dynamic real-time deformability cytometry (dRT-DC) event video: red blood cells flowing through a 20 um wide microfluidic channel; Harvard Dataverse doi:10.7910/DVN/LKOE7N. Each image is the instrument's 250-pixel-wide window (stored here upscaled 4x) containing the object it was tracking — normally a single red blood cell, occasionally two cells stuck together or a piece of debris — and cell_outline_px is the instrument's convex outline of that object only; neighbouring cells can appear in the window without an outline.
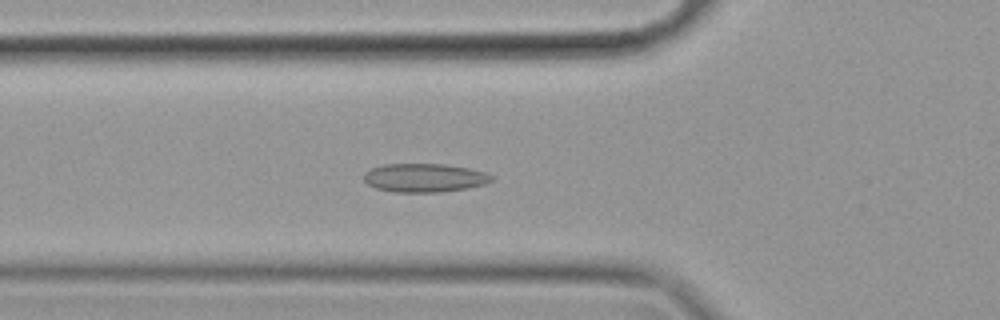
{"species": "common noctule bat (a hibernating species)", "species_latin": "Nyctalus noctula", "temperature_condition": "cold", "stored_images_in_passage": 39, "camera_frame_rate_fps": 3000, "um_per_image_px": 0.085, "animal": {"sex": "female", "body_mass_g": 19.9}, "frame": {"image": 1, "passage_image": 13, "time_ms": 4.0, "image_size_px": [1000, 320], "cell_outline_px": [[492, 180], [484, 184], [468, 188], [440, 192], [392, 192], [376, 188], [368, 184], [364, 180], [364, 172], [372, 168], [384, 164], [444, 164], [468, 168], [484, 172], [492, 176]], "centroid_in_image_um": [36.05, 15.11], "position_along_channel_um": 89.8, "area_um2": 21.21}}
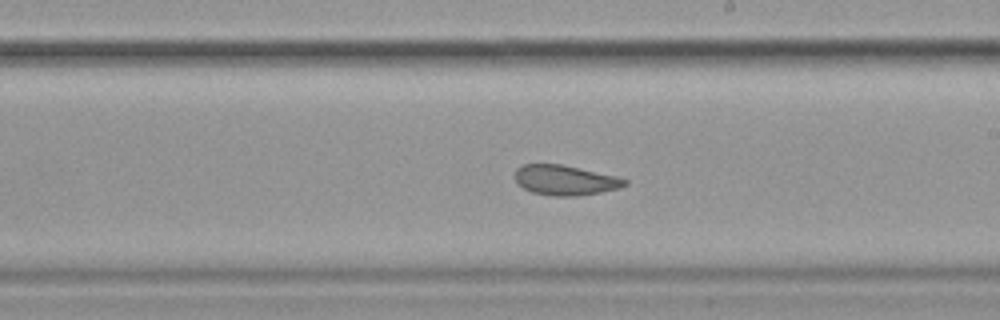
{"frame": {"image": 2, "passage_image": 26, "time_ms": 8.333, "image_size_px": [1000, 320], "cell_outline_px": [[628, 184], [620, 188], [600, 192], [576, 196], [552, 196], [532, 192], [516, 184], [516, 168], [524, 164], [560, 164], [616, 176], [628, 180]], "centroid_in_image_um": [48.03, 15.32], "position_along_channel_um": 241.0, "area_um2": 19.13}}
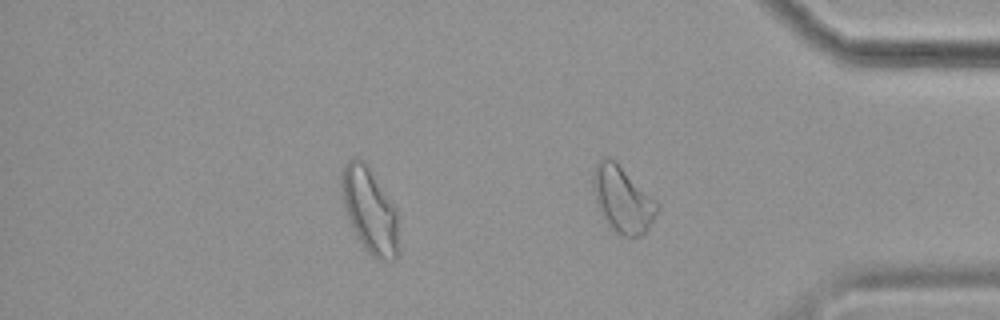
{"frame": {"image": 3, "passage_image": 39, "time_ms": 12.667, "image_size_px": [1000, 320], "cell_outline_px": [[660, 208], [644, 236], [632, 240], [624, 236], [604, 216], [596, 200], [592, 184], [592, 176], [596, 164], [604, 156], [608, 156], [616, 160], [660, 204]], "centroid_in_image_um": [52.97, 16.92], "position_along_channel_um": 382.2, "area_um2": 24.62}, "authors_computed_cell_mechanics": {"area_um2": 20.2878, "velocity_mm_per_s": 3.4928, "shape_relaxation_time_tau1_ms": null, "shape_relaxation_time_tau2_ms": 2.9691, "deformation_change_tau1": null, "deformation_change_tau2": 0.0791}}